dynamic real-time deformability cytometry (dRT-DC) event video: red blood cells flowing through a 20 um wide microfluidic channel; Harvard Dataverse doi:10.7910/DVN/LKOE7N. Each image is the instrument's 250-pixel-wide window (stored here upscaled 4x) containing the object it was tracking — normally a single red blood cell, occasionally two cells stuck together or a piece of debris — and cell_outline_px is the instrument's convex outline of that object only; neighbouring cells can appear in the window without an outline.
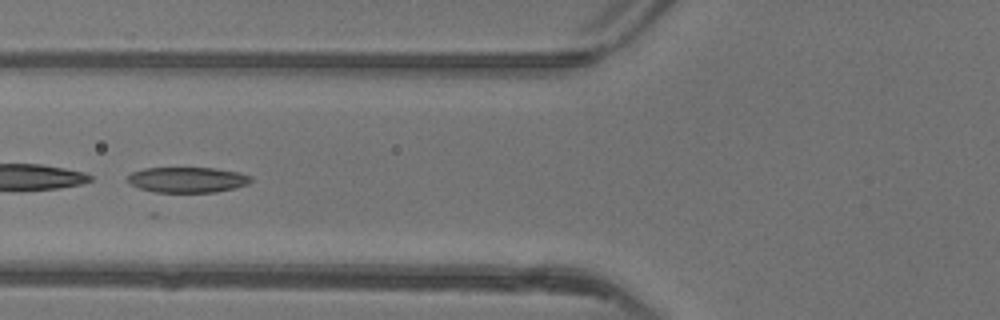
{"species": "common noctule bat (a hibernating species)", "species_latin": "Nyctalus noctula", "temperature_condition": "warm", "stored_images_in_passage": 51, "segment_of_instrument_passage": [2, 2], "camera_frame_rate_fps": 3000, "um_per_image_px": 0.085, "animal": {"sex": "female"}, "frame": {"image": 1, "passage_image": 21, "time_ms": 6.667, "image_size_px": [1000, 320], "cell_outline_px": [[252, 180], [248, 184], [236, 188], [216, 192], [156, 192], [140, 188], [132, 184], [128, 180], [128, 176], [132, 172], [144, 168], [216, 168], [240, 172], [252, 176]], "centroid_in_image_um": [15.99, 15.27], "position_along_channel_um": 109.8, "area_um2": 18.32}}
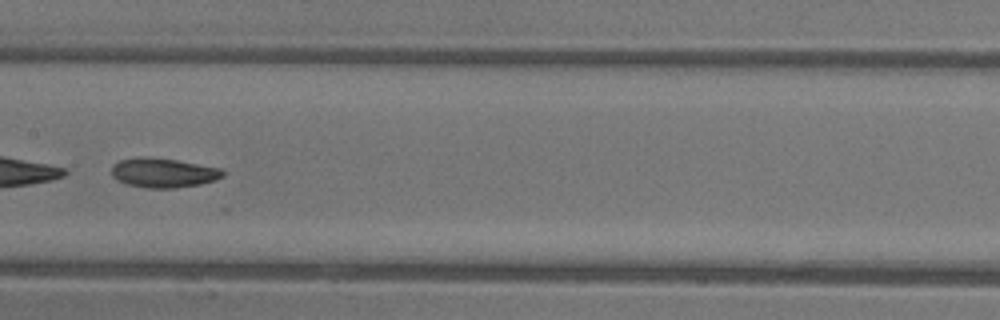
{"frame": {"image": 2, "passage_image": 27, "time_ms": 8.667, "image_size_px": [1000, 320], "cell_outline_px": [[224, 176], [216, 180], [200, 184], [176, 188], [148, 188], [128, 184], [116, 180], [112, 176], [112, 164], [120, 160], [148, 156], [176, 160], [220, 168], [224, 172]], "centroid_in_image_um": [13.88, 14.69], "position_along_channel_um": 193.5, "area_um2": 19.07}}
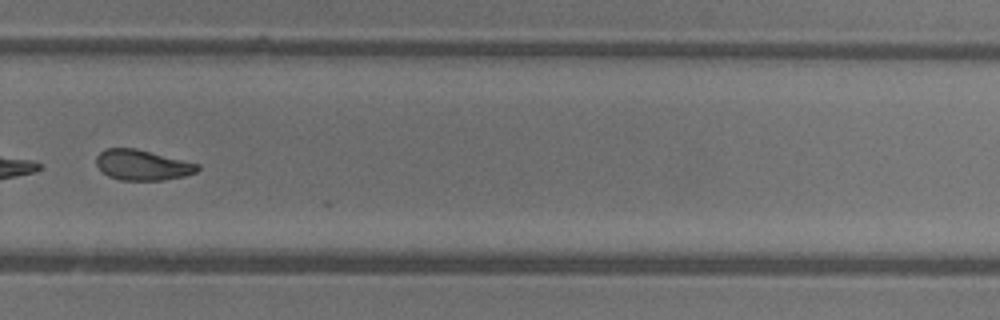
{"frame": {"image": 3, "passage_image": 36, "time_ms": 11.667, "image_size_px": [1000, 320], "cell_outline_px": [[200, 168], [196, 172], [184, 176], [164, 180], [120, 180], [108, 176], [96, 164], [96, 156], [104, 148], [136, 148], [200, 164]], "centroid_in_image_um": [12.11, 14.02], "position_along_channel_um": 317.7, "area_um2": 17.98}}